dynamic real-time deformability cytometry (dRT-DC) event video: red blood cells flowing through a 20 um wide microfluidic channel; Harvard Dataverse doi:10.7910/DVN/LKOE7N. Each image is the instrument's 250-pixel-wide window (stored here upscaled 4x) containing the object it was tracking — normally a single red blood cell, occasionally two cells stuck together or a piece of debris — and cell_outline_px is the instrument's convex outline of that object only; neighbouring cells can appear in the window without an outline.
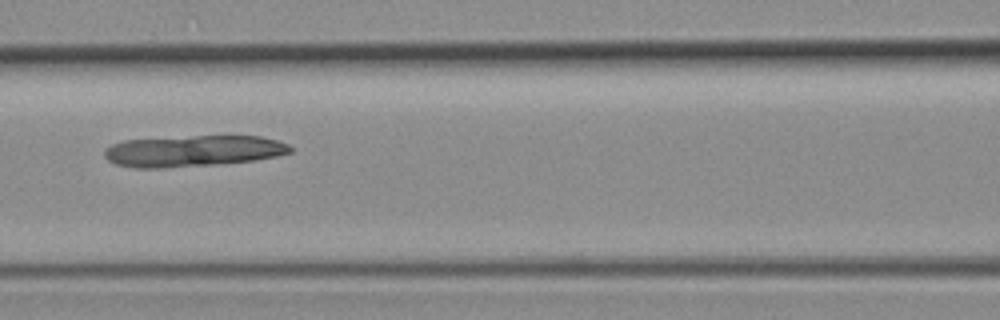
{"species": "common noctule bat (a hibernating species)", "species_latin": "Nyctalus noctula", "temperature_condition": "room temperature", "stored_images_in_passage": 7, "camera_frame_rate_fps": 3000, "um_per_image_px": 0.085, "animal": {"sex": "female", "body_mass_g": 19.3, "forearm_length_mm": 54.1}, "frame": {"image": 1, "passage_image": 6, "time_ms": 6.0, "image_size_px": [1000, 320], "cell_outline_px": [[292, 152], [276, 156], [256, 160], [216, 164], [164, 168], [136, 168], [116, 164], [108, 160], [104, 156], [104, 152], [112, 144], [124, 140], [196, 136], [260, 136], [276, 140], [288, 144], [292, 148]], "centroid_in_image_um": [16.42, 12.84], "position_along_channel_um": 150.2, "area_um2": 33.7}}